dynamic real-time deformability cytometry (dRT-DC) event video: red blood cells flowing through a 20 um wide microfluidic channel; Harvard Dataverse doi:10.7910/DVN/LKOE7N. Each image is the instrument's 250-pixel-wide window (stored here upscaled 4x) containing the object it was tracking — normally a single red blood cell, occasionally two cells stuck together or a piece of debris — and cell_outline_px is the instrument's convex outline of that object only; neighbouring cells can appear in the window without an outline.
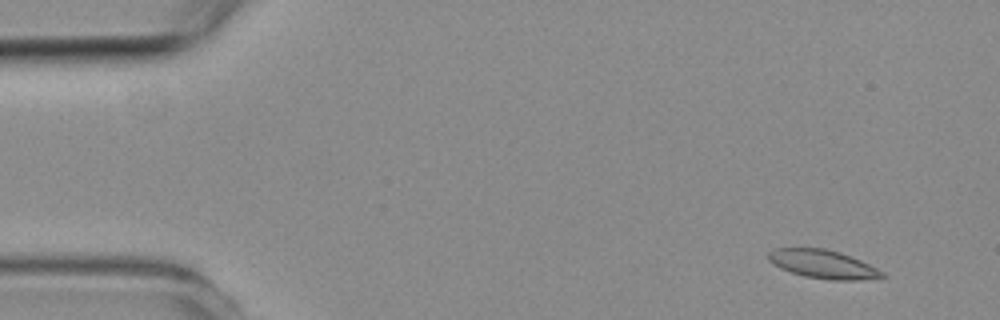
{"species": "common noctule bat (a hibernating species)", "species_latin": "Nyctalus noctula", "temperature_condition": "room temperature", "stored_images_in_passage": 4, "camera_frame_rate_fps": 3000, "um_per_image_px": 0.085, "animal": {"sex": "female", "body_mass_g": 19.3, "forearm_length_mm": 54.1}, "frame": {"image": 1, "passage_image": 1, "time_ms": 0.0, "image_size_px": [1000, 320], "cell_outline_px": [[888, 276], [856, 280], [828, 280], [804, 276], [780, 268], [772, 264], [768, 260], [768, 252], [776, 248], [824, 248], [840, 252], [860, 260], [884, 272]], "centroid_in_image_um": [69.93, 22.45], "position_along_channel_um": 15.1, "area_um2": 18.84}}
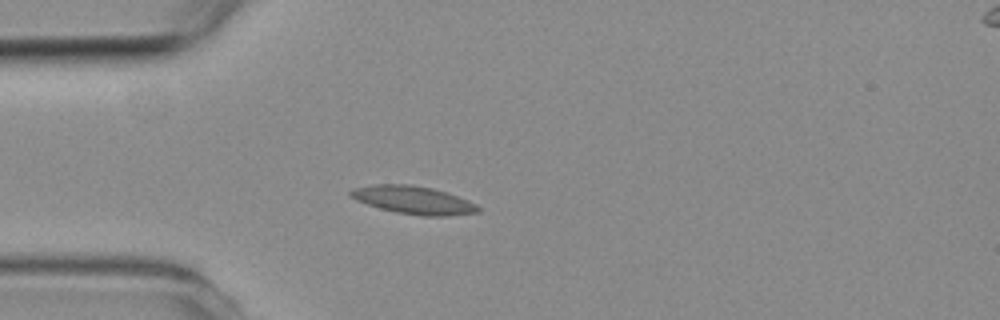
{"frame": {"image": 2, "passage_image": 4, "time_ms": 3.333, "image_size_px": [1000, 320], "cell_outline_px": [[480, 212], [448, 216], [424, 216], [396, 212], [380, 208], [356, 200], [348, 196], [348, 192], [352, 188], [372, 184], [408, 184], [432, 188], [468, 200], [476, 204], [480, 208]], "centroid_in_image_um": [35.1, 17.0], "position_along_channel_um": 49.9, "area_um2": 20.75}}